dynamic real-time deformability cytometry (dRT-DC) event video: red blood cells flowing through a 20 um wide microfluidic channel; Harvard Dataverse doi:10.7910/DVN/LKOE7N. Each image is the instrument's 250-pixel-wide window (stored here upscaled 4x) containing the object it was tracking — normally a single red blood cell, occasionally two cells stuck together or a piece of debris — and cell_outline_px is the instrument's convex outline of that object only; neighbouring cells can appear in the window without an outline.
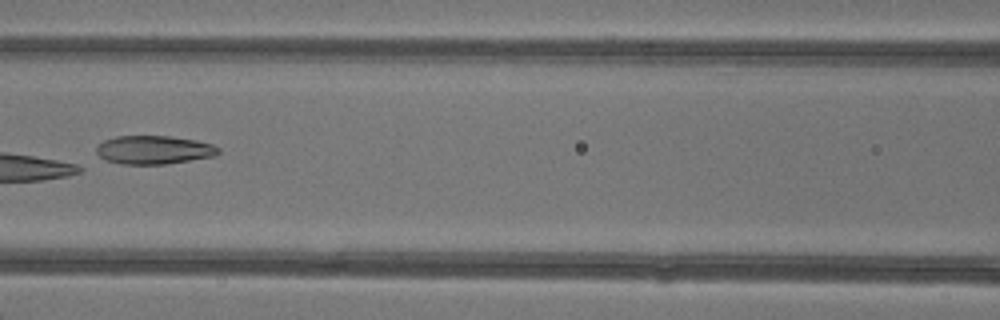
{"species": "common noctule bat (a hibernating species)", "species_latin": "Nyctalus noctula", "temperature_condition": "warm", "stored_images_in_passage": 6, "camera_frame_rate_fps": 3000, "um_per_image_px": 0.085, "animal": {"sex": "female"}, "frame": {"image": 1, "passage_image": 5, "time_ms": 6.0, "image_size_px": [1000, 320], "cell_outline_px": [[220, 152], [212, 156], [164, 164], [120, 164], [104, 160], [96, 152], [96, 148], [104, 140], [116, 136], [172, 136], [196, 140], [212, 144], [220, 148]], "centroid_in_image_um": [13.06, 12.73], "position_along_channel_um": 153.5, "area_um2": 20.17}}
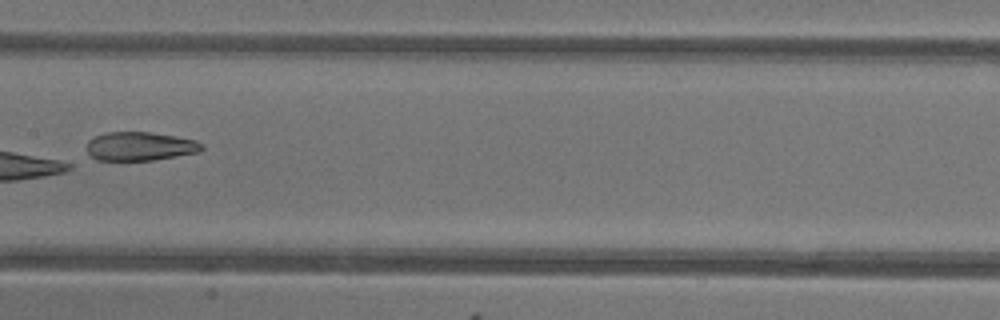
{"frame": {"image": 2, "passage_image": 6, "time_ms": 7.0, "image_size_px": [1000, 320], "cell_outline_px": [[204, 148], [200, 152], [152, 160], [96, 160], [88, 156], [88, 140], [96, 136], [108, 132], [148, 132], [196, 140], [204, 144]], "centroid_in_image_um": [11.9, 12.44], "position_along_channel_um": 195.5, "area_um2": 19.19}}